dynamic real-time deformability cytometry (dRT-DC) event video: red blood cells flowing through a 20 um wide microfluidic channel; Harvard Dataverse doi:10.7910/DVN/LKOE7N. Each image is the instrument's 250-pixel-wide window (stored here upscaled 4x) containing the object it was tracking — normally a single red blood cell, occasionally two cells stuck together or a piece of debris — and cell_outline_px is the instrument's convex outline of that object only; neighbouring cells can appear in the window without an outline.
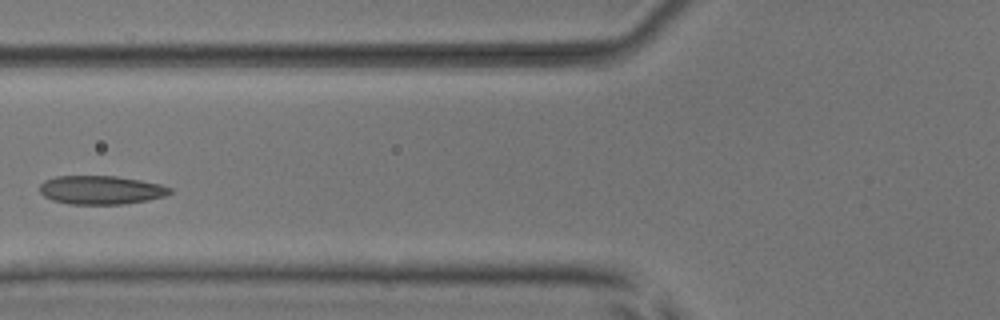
{"species": "common noctule bat (a hibernating species)", "species_latin": "Nyctalus noctula", "temperature_condition": "room temperature", "stored_images_in_passage": 4, "camera_frame_rate_fps": 3000, "um_per_image_px": 0.085, "animal": {"sex": "male", "body_mass_g": 17.9, "forearm_length_mm": 54.2}, "frame": {"image": 1, "passage_image": 4, "time_ms": 3.333, "image_size_px": [1000, 320], "cell_outline_px": [[172, 192], [164, 196], [148, 200], [124, 204], [68, 204], [52, 200], [44, 196], [40, 192], [40, 184], [44, 180], [56, 176], [116, 176], [140, 180], [160, 184], [172, 188]], "centroid_in_image_um": [8.57, 16.15], "position_along_channel_um": 117.2, "area_um2": 21.79}}